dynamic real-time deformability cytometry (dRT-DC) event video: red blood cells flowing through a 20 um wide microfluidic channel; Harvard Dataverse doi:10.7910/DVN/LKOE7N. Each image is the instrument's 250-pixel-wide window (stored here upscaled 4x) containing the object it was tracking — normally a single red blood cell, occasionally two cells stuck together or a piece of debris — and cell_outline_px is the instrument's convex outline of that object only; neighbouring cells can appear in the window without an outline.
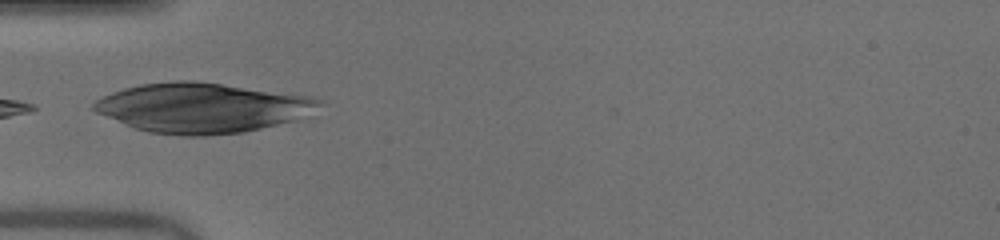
{"species": "human", "species_latin": "Homo sapiens", "temperature_condition": "warm", "stored_images_in_passage": 22, "camera_frame_rate_fps": 3000, "um_per_image_px": 0.085, "donor": {"sex": "male"}, "frame": {"image": 1, "passage_image": 1, "time_ms": 0.0, "image_size_px": [1000, 240], "cell_outline_px": [[328, 104], [296, 120], [244, 132], [204, 136], [184, 136], [148, 132], [136, 128], [96, 112], [92, 108], [92, 104], [96, 100], [112, 92], [124, 88], [140, 84], [172, 80], [192, 80], [312, 96], [324, 100]], "centroid_in_image_um": [17.24, 9.16], "position_along_channel_um": 67.8, "area_um2": 65.55}}